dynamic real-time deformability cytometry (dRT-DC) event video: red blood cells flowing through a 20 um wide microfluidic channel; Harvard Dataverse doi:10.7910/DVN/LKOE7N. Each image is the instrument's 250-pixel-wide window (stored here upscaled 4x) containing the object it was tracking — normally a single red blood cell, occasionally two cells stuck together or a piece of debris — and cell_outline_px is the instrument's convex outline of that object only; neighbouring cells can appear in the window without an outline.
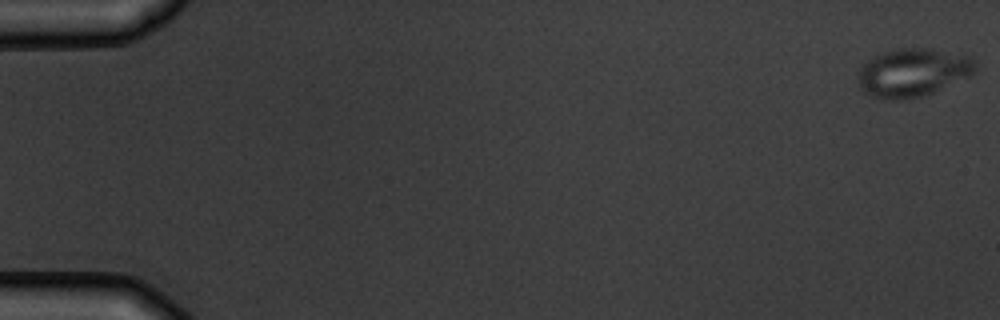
{"species": "common noctule bat (a hibernating species)", "species_latin": "Nyctalus noctula", "temperature_condition": "warm", "stored_images_in_passage": 6, "camera_frame_rate_fps": 3000, "um_per_image_px": 0.085, "animal": {"sex": "male", "body_mass_g": 19.5, "forearm_length_mm": 54.6}, "frame": {"image": 1, "passage_image": 1, "time_ms": 0.0, "image_size_px": [1000, 320], "cell_outline_px": [[976, 68], [968, 76], [924, 96], [908, 100], [880, 100], [864, 92], [860, 88], [856, 76], [860, 68], [868, 60], [884, 52], [904, 48], [928, 48], [972, 56], [976, 64]], "centroid_in_image_um": [77.55, 6.19], "position_along_channel_um": 7.4, "area_um2": 33.06}}